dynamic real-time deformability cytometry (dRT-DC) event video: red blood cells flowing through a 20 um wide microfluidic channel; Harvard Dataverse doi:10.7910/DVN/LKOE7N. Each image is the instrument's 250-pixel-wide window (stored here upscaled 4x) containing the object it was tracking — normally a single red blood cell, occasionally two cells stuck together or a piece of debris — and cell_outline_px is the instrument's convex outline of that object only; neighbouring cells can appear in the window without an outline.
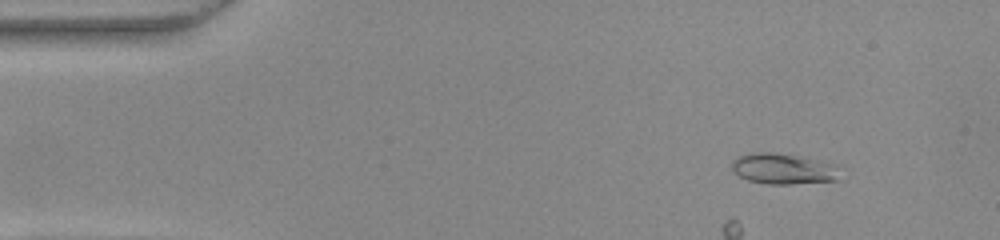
{"species": "common noctule bat (a hibernating species)", "species_latin": "Nyctalus noctula", "temperature_condition": "warm", "stored_images_in_passage": 53, "camera_frame_rate_fps": 3000, "um_per_image_px": 0.085, "animal": {"sex": "female", "body_mass_g": 22.0, "forearm_length_mm": 56.7}, "frame": {"image": 1, "passage_image": 6, "time_ms": 1.667, "image_size_px": [1000, 240], "cell_outline_px": [[836, 180], [792, 184], [768, 184], [748, 180], [740, 176], [732, 168], [732, 160], [740, 156], [752, 152], [776, 152], [800, 156], [828, 164]], "centroid_in_image_um": [66.39, 14.34], "position_along_channel_um": 18.6, "area_um2": 18.44}}
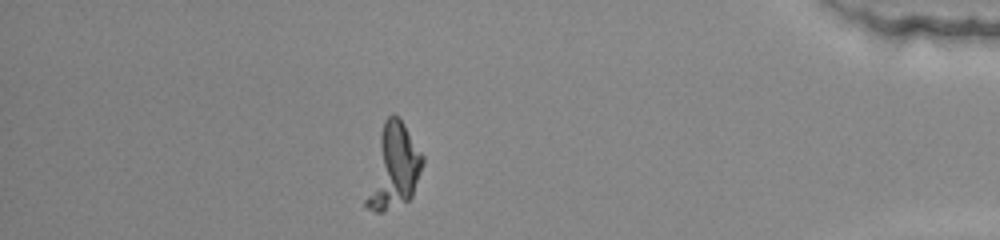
{"frame": {"image": 2, "passage_image": 46, "time_ms": 15.0, "image_size_px": [1000, 240], "cell_outline_px": [[424, 164], [412, 196], [408, 200], [384, 212], [376, 212], [368, 208], [364, 204], [364, 200], [384, 120], [392, 112], [404, 124], [424, 156]], "centroid_in_image_um": [33.47, 14.23], "position_along_channel_um": 401.7, "area_um2": 27.11}}